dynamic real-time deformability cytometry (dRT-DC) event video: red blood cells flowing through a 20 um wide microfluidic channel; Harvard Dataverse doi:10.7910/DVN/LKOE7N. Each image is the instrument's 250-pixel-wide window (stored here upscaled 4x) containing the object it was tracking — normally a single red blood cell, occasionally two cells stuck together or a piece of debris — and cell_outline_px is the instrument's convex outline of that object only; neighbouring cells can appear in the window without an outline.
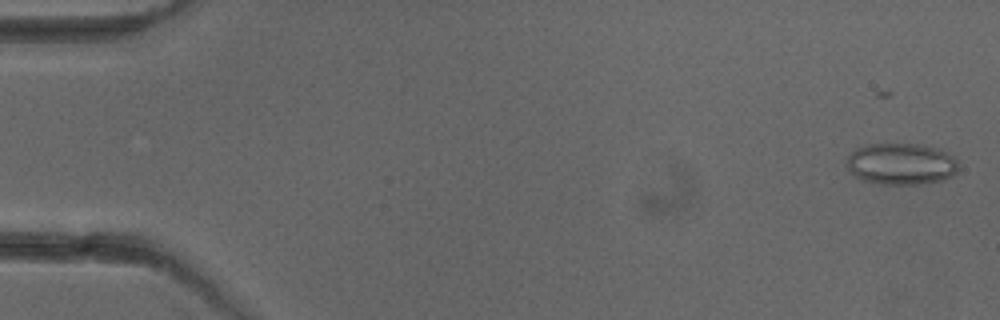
{"species": "common noctule bat (a hibernating species)", "species_latin": "Nyctalus noctula", "temperature_condition": "cold", "stored_images_in_passage": 20, "camera_frame_rate_fps": 3000, "um_per_image_px": 0.085, "animal": {"sex": "female"}, "frame": {"image": 1, "passage_image": 1, "time_ms": 0.0, "image_size_px": [1000, 320], "cell_outline_px": [[960, 168], [952, 176], [944, 180], [916, 184], [880, 184], [860, 180], [848, 172], [844, 164], [848, 156], [856, 148], [868, 144], [916, 144], [936, 148], [948, 152], [956, 156]], "centroid_in_image_um": [76.59, 13.94], "position_along_channel_um": 8.4, "area_um2": 27.63}}
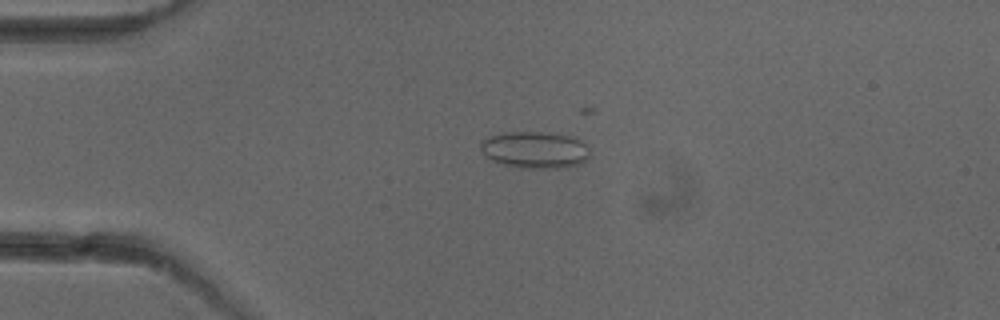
{"frame": {"image": 2, "passage_image": 12, "time_ms": 3.667, "image_size_px": [1000, 320], "cell_outline_px": [[588, 160], [580, 164], [564, 168], [524, 168], [504, 164], [492, 160], [480, 148], [480, 144], [488, 136], [504, 132], [540, 132], [572, 136], [580, 140], [584, 144], [588, 152]], "centroid_in_image_um": [45.48, 12.74], "position_along_channel_um": 39.5, "area_um2": 23.24}}